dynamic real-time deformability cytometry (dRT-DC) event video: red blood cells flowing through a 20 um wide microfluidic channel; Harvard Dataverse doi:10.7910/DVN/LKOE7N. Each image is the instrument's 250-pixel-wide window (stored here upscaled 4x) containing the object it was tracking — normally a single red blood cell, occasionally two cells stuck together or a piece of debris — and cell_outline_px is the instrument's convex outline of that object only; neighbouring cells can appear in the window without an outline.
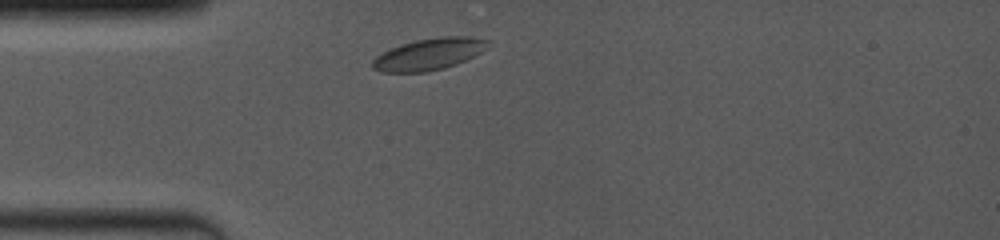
{"species": "common noctule bat (a hibernating species)", "species_latin": "Nyctalus noctula", "temperature_condition": "room temperature", "stored_images_in_passage": 5, "camera_frame_rate_fps": 4000, "um_per_image_px": 0.085, "animal": {"sex": "female", "body_mass_g": 19.0, "forearm_length_mm": 53.3}, "frame": {"image": 1, "passage_image": 1, "time_ms": 0.0, "image_size_px": [1000, 240], "cell_outline_px": [[488, 40], [480, 52], [456, 64], [444, 68], [424, 72], [380, 72], [372, 68], [372, 60], [376, 56], [400, 44], [416, 40], [436, 36], [468, 36]], "centroid_in_image_um": [36.39, 4.6], "position_along_channel_um": 48.6, "area_um2": 20.98}}
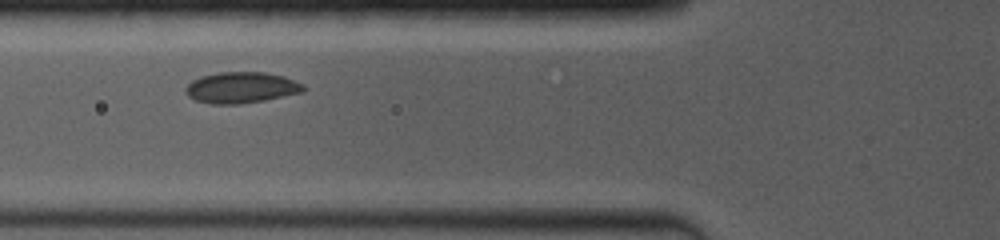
{"frame": {"image": 2, "passage_image": 3, "time_ms": 1.75, "image_size_px": [1000, 240], "cell_outline_px": [[304, 92], [264, 100], [240, 104], [212, 104], [196, 100], [188, 96], [184, 92], [184, 88], [192, 80], [200, 76], [220, 72], [264, 72], [284, 76], [304, 84]], "centroid_in_image_um": [20.49, 7.44], "position_along_channel_um": 105.3, "area_um2": 21.44}}
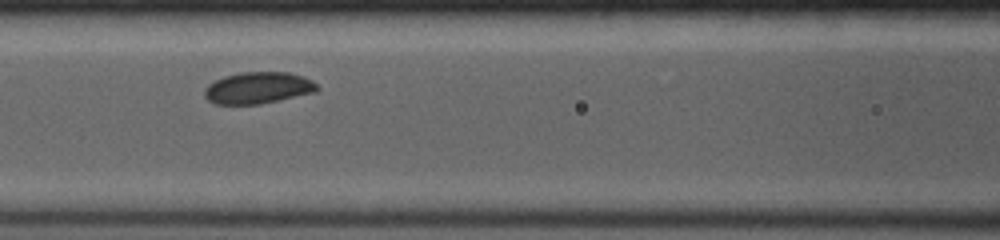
{"frame": {"image": 3, "passage_image": 4, "time_ms": 2.75, "image_size_px": [1000, 240], "cell_outline_px": [[320, 88], [316, 92], [260, 104], [216, 104], [208, 100], [204, 96], [204, 88], [208, 84], [224, 76], [240, 72], [292, 72], [304, 76], [312, 80]], "centroid_in_image_um": [21.95, 7.46], "position_along_channel_um": 144.7, "area_um2": 20.92}}